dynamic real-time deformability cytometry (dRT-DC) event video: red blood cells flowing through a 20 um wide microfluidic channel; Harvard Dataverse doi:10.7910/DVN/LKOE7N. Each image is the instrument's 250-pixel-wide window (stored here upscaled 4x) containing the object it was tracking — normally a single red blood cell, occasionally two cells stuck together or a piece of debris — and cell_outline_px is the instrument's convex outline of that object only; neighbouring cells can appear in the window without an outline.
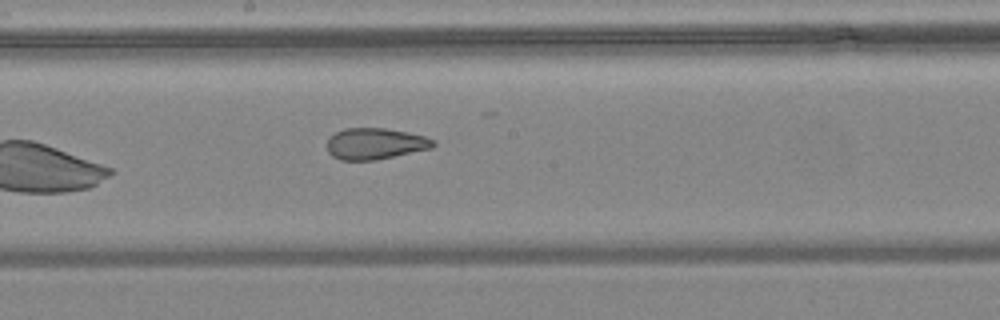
{"species": "common noctule bat (a hibernating species)", "species_latin": "Nyctalus noctula", "temperature_condition": "warm", "stored_images_in_passage": 6, "camera_frame_rate_fps": 3000, "um_per_image_px": 0.085, "animal": {"sex": "female", "body_mass_g": 24.6, "forearm_length_mm": 56.2}, "frame": {"image": 1, "passage_image": 6, "time_ms": 1.667, "image_size_px": [1000, 320], "cell_outline_px": [[436, 144], [432, 148], [376, 160], [340, 160], [332, 156], [328, 152], [328, 140], [336, 132], [344, 128], [384, 128], [408, 132], [424, 136], [436, 140]], "centroid_in_image_um": [31.91, 12.21], "position_along_channel_um": 216.3, "area_um2": 19.36}}